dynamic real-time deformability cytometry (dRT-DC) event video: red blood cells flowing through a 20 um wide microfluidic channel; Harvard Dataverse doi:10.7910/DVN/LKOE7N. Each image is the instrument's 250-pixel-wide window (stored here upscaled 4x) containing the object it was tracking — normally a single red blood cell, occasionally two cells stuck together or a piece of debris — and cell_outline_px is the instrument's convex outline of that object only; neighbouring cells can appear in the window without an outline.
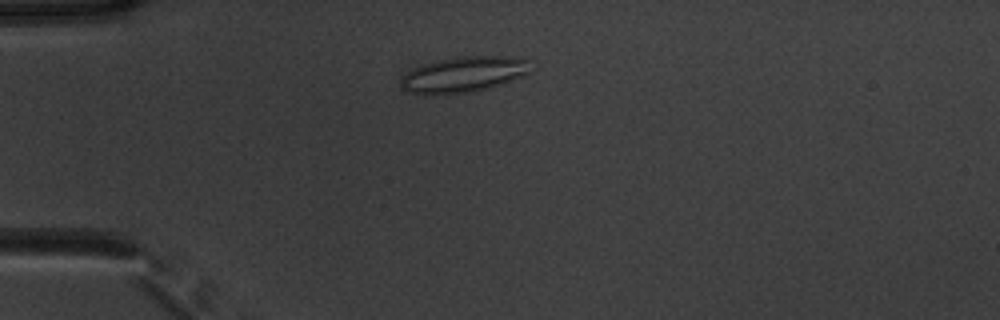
{"species": "common noctule bat (a hibernating species)", "species_latin": "Nyctalus noctula", "temperature_condition": "warm", "stored_images_in_passage": 47, "camera_frame_rate_fps": 3000, "um_per_image_px": 0.085, "animal": {"sex": "male", "body_mass_g": 20.1, "forearm_length_mm": 53.5}, "frame": {"image": 1, "passage_image": 9, "time_ms": 2.667, "image_size_px": [1000, 320], "cell_outline_px": [[532, 60], [528, 72], [508, 80], [484, 88], [468, 92], [432, 96], [424, 96], [412, 92], [404, 88], [400, 84], [400, 80], [412, 68], [424, 64], [440, 60], [460, 56], [524, 56]], "centroid_in_image_um": [39.39, 6.31], "position_along_channel_um": 45.6, "area_um2": 26.76}}
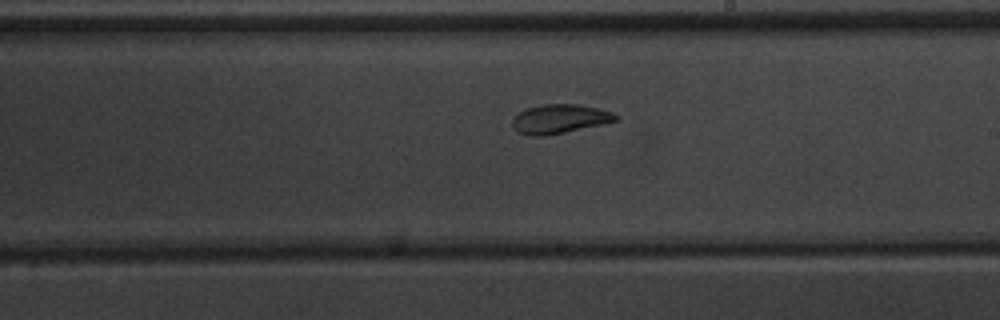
{"frame": {"image": 2, "passage_image": 26, "time_ms": 8.333, "image_size_px": [1000, 320], "cell_outline_px": [[620, 120], [604, 124], [544, 136], [532, 136], [516, 132], [512, 128], [512, 120], [524, 108], [544, 104], [580, 104], [612, 112], [620, 116]], "centroid_in_image_um": [47.57, 10.11], "position_along_channel_um": 241.4, "area_um2": 17.69}}
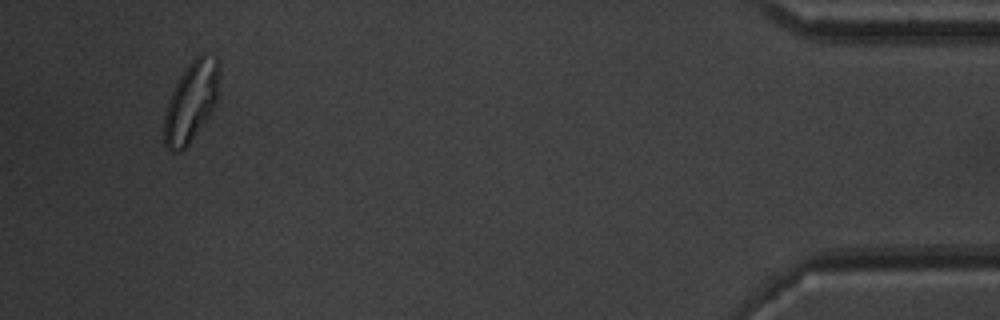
{"frame": {"image": 3, "passage_image": 45, "time_ms": 14.667, "image_size_px": [1000, 320], "cell_outline_px": [[220, 68], [216, 104], [212, 112], [188, 144], [180, 152], [172, 152], [164, 144], [164, 116], [172, 92], [180, 76], [188, 64], [200, 52], [204, 52], [216, 56], [220, 60]], "centroid_in_image_um": [16.28, 8.59], "position_along_channel_um": 418.9, "area_um2": 25.89}, "authors_computed_cell_mechanics": {"area_um2": 20.3456, "velocity_mm_per_s": 3.8745, "shape_relaxation_time_tau1_ms": 4.4902, "shape_relaxation_time_tau2_ms": 1.3008, "deformation_change_tau1": 0.1372, "deformation_change_tau2": 0.0662}}